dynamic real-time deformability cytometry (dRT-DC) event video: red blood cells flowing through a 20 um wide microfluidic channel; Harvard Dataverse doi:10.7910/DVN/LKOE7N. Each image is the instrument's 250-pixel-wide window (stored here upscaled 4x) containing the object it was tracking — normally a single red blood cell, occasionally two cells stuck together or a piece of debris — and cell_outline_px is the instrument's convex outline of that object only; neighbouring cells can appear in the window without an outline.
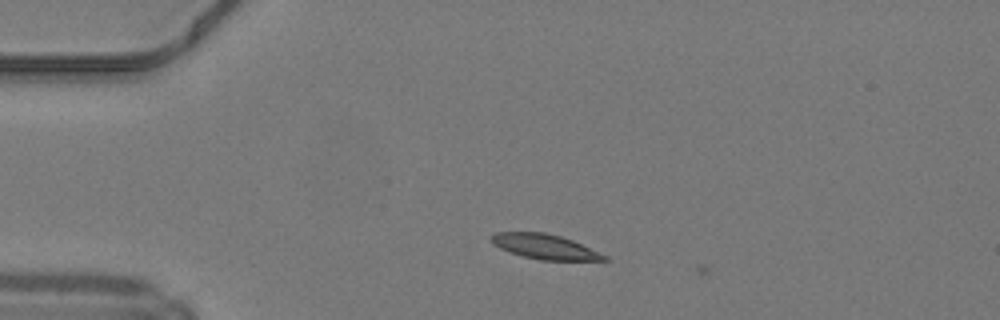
{"species": "common noctule bat (a hibernating species)", "species_latin": "Nyctalus noctula", "temperature_condition": "warm", "stored_images_in_passage": 7, "camera_frame_rate_fps": 3000, "um_per_image_px": 0.085, "animal": {"sex": "male", "body_mass_g": 19.2, "forearm_length_mm": 51.8}, "frame": {"image": 1, "passage_image": 6, "time_ms": 1.667, "image_size_px": [1000, 320], "cell_outline_px": [[608, 260], [540, 260], [524, 256], [500, 248], [492, 244], [492, 236], [496, 232], [544, 232], [560, 236], [572, 240], [608, 256]], "centroid_in_image_um": [46.32, 20.96], "position_along_channel_um": 38.7, "area_um2": 16.07}}